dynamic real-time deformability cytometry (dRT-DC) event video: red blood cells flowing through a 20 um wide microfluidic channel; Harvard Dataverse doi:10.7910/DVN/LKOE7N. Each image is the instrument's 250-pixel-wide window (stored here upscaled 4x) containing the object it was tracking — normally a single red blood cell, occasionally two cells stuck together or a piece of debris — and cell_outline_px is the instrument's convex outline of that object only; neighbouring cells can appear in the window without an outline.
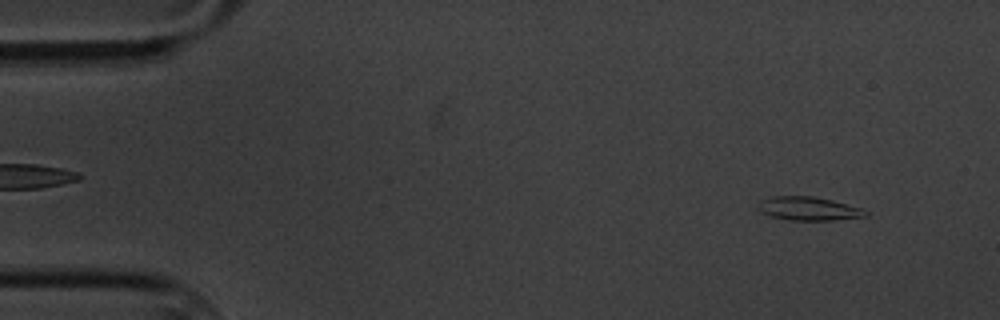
{"species": "common noctule bat (a hibernating species)", "species_latin": "Nyctalus noctula", "temperature_condition": "cold", "stored_images_in_passage": 38, "camera_frame_rate_fps": 3000, "um_per_image_px": 0.085, "animal": {"sex": "male", "body_mass_g": 20.1, "forearm_length_mm": 53.5}, "frame": {"image": 1, "passage_image": 6, "time_ms": 1.667, "image_size_px": [1000, 320], "cell_outline_px": [[868, 216], [832, 220], [788, 220], [772, 216], [760, 212], [756, 208], [760, 200], [768, 196], [812, 196], [832, 200], [860, 208], [868, 212]], "centroid_in_image_um": [68.67, 17.73], "position_along_channel_um": 16.3, "area_um2": 14.8}}
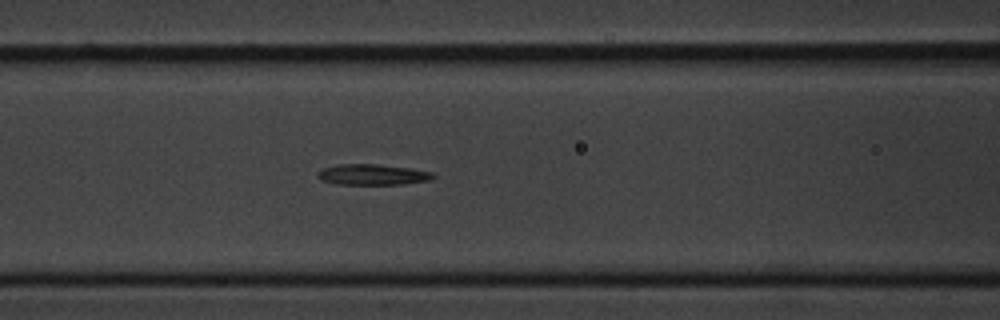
{"frame": {"image": 2, "passage_image": 25, "time_ms": 8.0, "image_size_px": [1000, 320], "cell_outline_px": [[436, 176], [428, 180], [404, 184], [336, 184], [320, 180], [316, 176], [316, 172], [320, 168], [340, 164], [376, 164], [408, 168], [432, 172]], "centroid_in_image_um": [31.58, 14.84], "position_along_channel_um": 135.0, "area_um2": 13.99}}
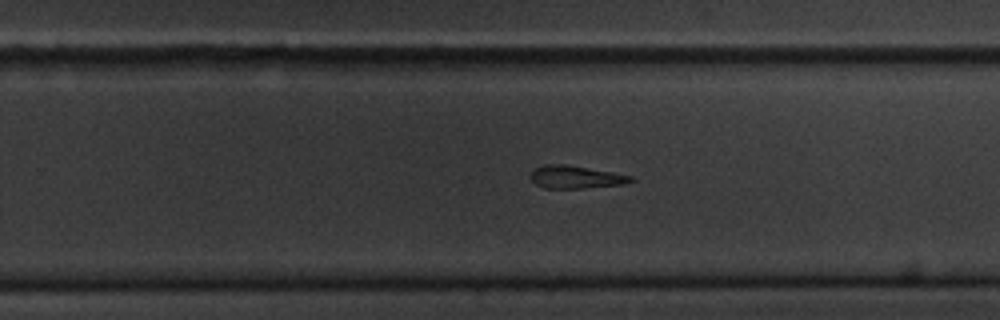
{"frame": {"image": 3, "passage_image": 38, "time_ms": 12.333, "image_size_px": [1000, 320], "cell_outline_px": [[636, 180], [624, 184], [580, 188], [544, 188], [536, 184], [528, 176], [536, 168], [544, 164], [564, 164], [612, 172], [632, 176]], "centroid_in_image_um": [48.92, 15.05], "position_along_channel_um": 280.9, "area_um2": 13.18}}